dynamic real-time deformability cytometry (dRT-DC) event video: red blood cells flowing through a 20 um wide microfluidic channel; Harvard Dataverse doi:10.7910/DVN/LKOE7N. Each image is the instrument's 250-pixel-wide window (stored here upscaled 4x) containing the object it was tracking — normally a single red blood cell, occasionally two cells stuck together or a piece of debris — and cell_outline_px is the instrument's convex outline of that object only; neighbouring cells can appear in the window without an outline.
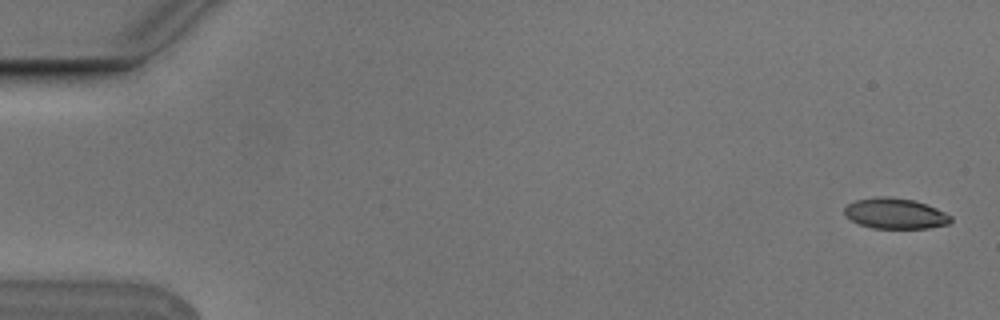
{"species": "Egyptian fruit bat (a non-hibernating species)", "species_latin": "Rousettus aegyptiacus", "temperature_condition": "cold", "stored_images_in_passage": 5, "camera_frame_rate_fps": 3000, "um_per_image_px": 0.085, "animal": {"sex": "male"}, "frame": {"image": 1, "passage_image": 1, "time_ms": 0.0, "image_size_px": [1000, 320], "cell_outline_px": [[952, 220], [948, 224], [928, 228], [872, 228], [860, 224], [844, 216], [844, 208], [848, 204], [856, 200], [876, 196], [888, 196], [912, 200], [936, 208], [952, 216]], "centroid_in_image_um": [76.07, 18.15], "position_along_channel_um": 8.9, "area_um2": 18.9}}
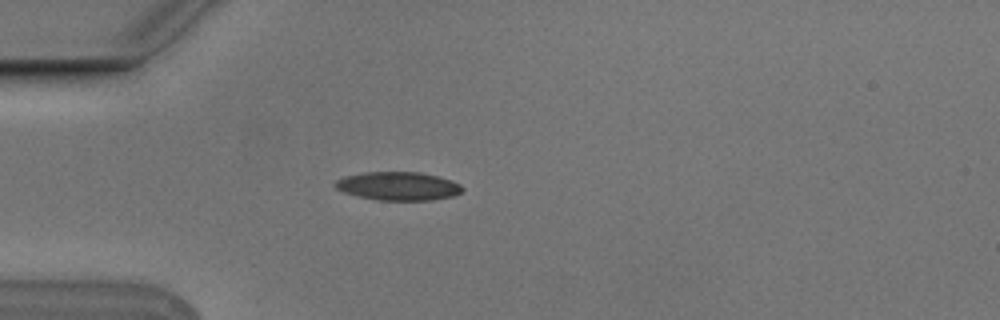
{"frame": {"image": 2, "passage_image": 5, "time_ms": 1.333, "image_size_px": [1000, 320], "cell_outline_px": [[464, 188], [460, 192], [452, 196], [432, 200], [376, 200], [344, 192], [336, 188], [332, 184], [336, 180], [344, 176], [364, 172], [420, 172], [440, 176], [452, 180], [460, 184]], "centroid_in_image_um": [33.85, 15.81], "position_along_channel_um": 51.2, "area_um2": 21.15}}